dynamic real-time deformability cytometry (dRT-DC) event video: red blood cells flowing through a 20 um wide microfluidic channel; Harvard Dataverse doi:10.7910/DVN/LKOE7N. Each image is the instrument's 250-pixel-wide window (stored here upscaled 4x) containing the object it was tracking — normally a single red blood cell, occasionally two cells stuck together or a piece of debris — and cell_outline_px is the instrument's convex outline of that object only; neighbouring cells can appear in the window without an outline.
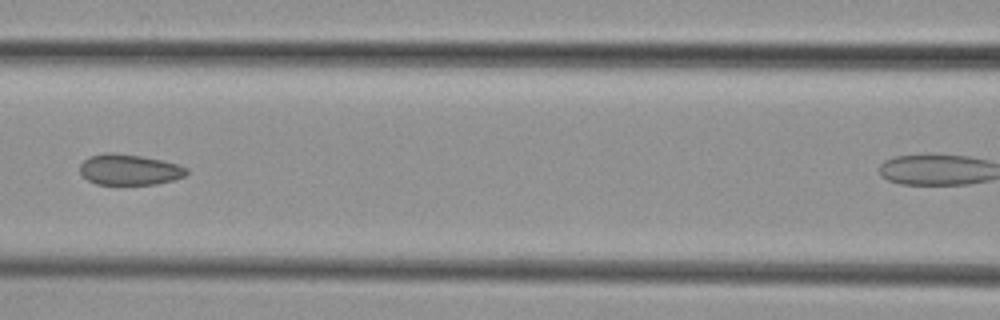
{"species": "common noctule bat (a hibernating species)", "species_latin": "Nyctalus noctula", "temperature_condition": "cold", "stored_images_in_passage": 7, "segment_of_instrument_passage": [1, 2], "camera_frame_rate_fps": 3000, "um_per_image_px": 0.085, "animal": {"sex": "female", "body_mass_g": 29.2, "forearm_length_mm": 56.3}, "frame": {"image": 1, "passage_image": 5, "time_ms": 7.333, "image_size_px": [1000, 320], "cell_outline_px": [[188, 172], [184, 176], [172, 180], [156, 184], [96, 184], [88, 180], [80, 172], [80, 164], [84, 160], [92, 156], [108, 152], [112, 152], [140, 156], [180, 164], [188, 168]], "centroid_in_image_um": [11.01, 14.42], "position_along_channel_um": 155.6, "area_um2": 18.96}}
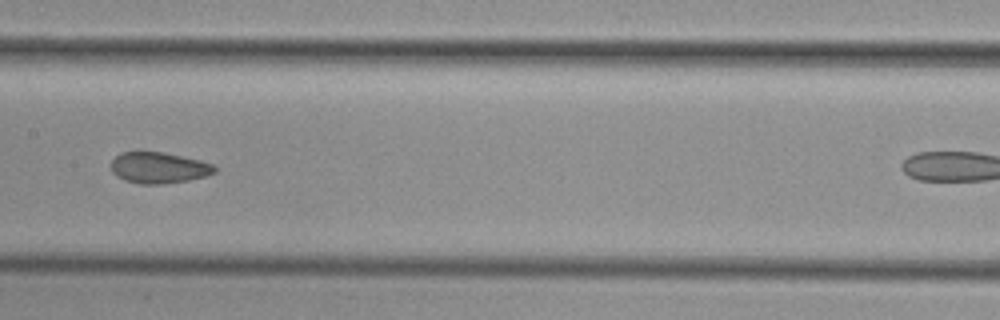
{"frame": {"image": 2, "passage_image": 6, "time_ms": 8.333, "image_size_px": [1000, 320], "cell_outline_px": [[216, 172], [204, 176], [188, 180], [164, 184], [140, 184], [124, 180], [116, 176], [112, 172], [112, 160], [120, 152], [164, 152], [200, 160], [212, 164], [216, 168]], "centroid_in_image_um": [13.48, 14.26], "position_along_channel_um": 193.9, "area_um2": 18.73}}